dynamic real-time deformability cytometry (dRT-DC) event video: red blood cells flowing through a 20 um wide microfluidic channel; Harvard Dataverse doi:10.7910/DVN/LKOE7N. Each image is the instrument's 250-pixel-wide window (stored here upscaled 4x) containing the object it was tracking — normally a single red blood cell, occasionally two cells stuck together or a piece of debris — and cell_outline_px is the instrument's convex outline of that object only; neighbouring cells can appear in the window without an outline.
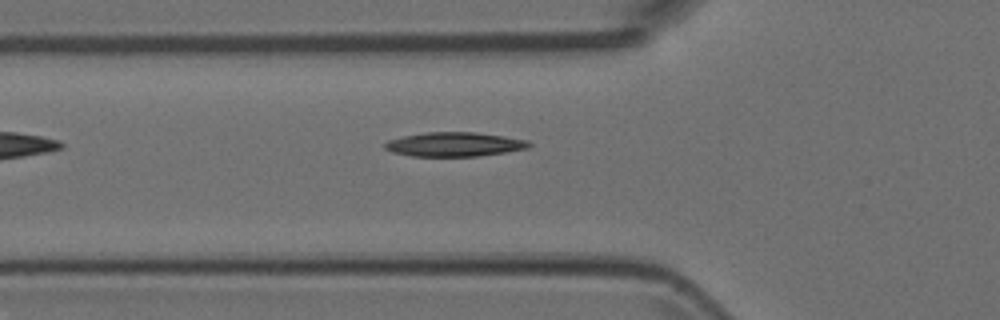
{"species": "Egyptian fruit bat (a non-hibernating species)", "species_latin": "Rousettus aegyptiacus", "temperature_condition": "room temperature", "stored_images_in_passage": 5, "camera_frame_rate_fps": 3000, "um_per_image_px": 0.085, "animal": {"sex": "female"}, "frame": {"image": 1, "passage_image": 5, "time_ms": 1.333, "image_size_px": [1000, 320], "cell_outline_px": [[532, 144], [528, 148], [504, 152], [476, 156], [412, 156], [392, 152], [384, 148], [384, 144], [388, 140], [404, 136], [424, 132], [476, 132], [504, 136], [528, 140]], "centroid_in_image_um": [38.62, 12.26], "position_along_channel_um": 87.2, "area_um2": 20.29}}